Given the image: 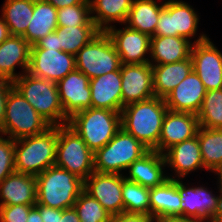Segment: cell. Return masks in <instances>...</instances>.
<instances>
[{
    "instance_id": "44",
    "label": "cell",
    "mask_w": 222,
    "mask_h": 222,
    "mask_svg": "<svg viewBox=\"0 0 222 222\" xmlns=\"http://www.w3.org/2000/svg\"><path fill=\"white\" fill-rule=\"evenodd\" d=\"M57 222H80L74 207L68 209H57Z\"/></svg>"
},
{
    "instance_id": "43",
    "label": "cell",
    "mask_w": 222,
    "mask_h": 222,
    "mask_svg": "<svg viewBox=\"0 0 222 222\" xmlns=\"http://www.w3.org/2000/svg\"><path fill=\"white\" fill-rule=\"evenodd\" d=\"M34 207L40 212L43 222H57V209L47 207L41 204H35Z\"/></svg>"
},
{
    "instance_id": "35",
    "label": "cell",
    "mask_w": 222,
    "mask_h": 222,
    "mask_svg": "<svg viewBox=\"0 0 222 222\" xmlns=\"http://www.w3.org/2000/svg\"><path fill=\"white\" fill-rule=\"evenodd\" d=\"M197 118L200 127L222 129V89L206 92Z\"/></svg>"
},
{
    "instance_id": "1",
    "label": "cell",
    "mask_w": 222,
    "mask_h": 222,
    "mask_svg": "<svg viewBox=\"0 0 222 222\" xmlns=\"http://www.w3.org/2000/svg\"><path fill=\"white\" fill-rule=\"evenodd\" d=\"M165 100L156 96L128 104L121 110V127L149 150L158 152L164 116Z\"/></svg>"
},
{
    "instance_id": "42",
    "label": "cell",
    "mask_w": 222,
    "mask_h": 222,
    "mask_svg": "<svg viewBox=\"0 0 222 222\" xmlns=\"http://www.w3.org/2000/svg\"><path fill=\"white\" fill-rule=\"evenodd\" d=\"M31 49H56L61 50V46H59L58 35L57 33L51 32L45 37L41 38L36 42V44L31 45Z\"/></svg>"
},
{
    "instance_id": "50",
    "label": "cell",
    "mask_w": 222,
    "mask_h": 222,
    "mask_svg": "<svg viewBox=\"0 0 222 222\" xmlns=\"http://www.w3.org/2000/svg\"><path fill=\"white\" fill-rule=\"evenodd\" d=\"M211 222H222V199H221L220 205L218 207V210L215 213V215L213 216Z\"/></svg>"
},
{
    "instance_id": "13",
    "label": "cell",
    "mask_w": 222,
    "mask_h": 222,
    "mask_svg": "<svg viewBox=\"0 0 222 222\" xmlns=\"http://www.w3.org/2000/svg\"><path fill=\"white\" fill-rule=\"evenodd\" d=\"M124 180L123 174L94 171L84 181V191L96 199L111 216H115L124 212L122 200Z\"/></svg>"
},
{
    "instance_id": "14",
    "label": "cell",
    "mask_w": 222,
    "mask_h": 222,
    "mask_svg": "<svg viewBox=\"0 0 222 222\" xmlns=\"http://www.w3.org/2000/svg\"><path fill=\"white\" fill-rule=\"evenodd\" d=\"M177 191L181 199V217L205 222L211 221L218 210L221 196L213 194L203 186H186L181 179H176Z\"/></svg>"
},
{
    "instance_id": "16",
    "label": "cell",
    "mask_w": 222,
    "mask_h": 222,
    "mask_svg": "<svg viewBox=\"0 0 222 222\" xmlns=\"http://www.w3.org/2000/svg\"><path fill=\"white\" fill-rule=\"evenodd\" d=\"M122 109L124 106L154 97L150 63L121 64Z\"/></svg>"
},
{
    "instance_id": "40",
    "label": "cell",
    "mask_w": 222,
    "mask_h": 222,
    "mask_svg": "<svg viewBox=\"0 0 222 222\" xmlns=\"http://www.w3.org/2000/svg\"><path fill=\"white\" fill-rule=\"evenodd\" d=\"M13 88V83L6 79H0V133L3 129L5 118V107L9 91Z\"/></svg>"
},
{
    "instance_id": "2",
    "label": "cell",
    "mask_w": 222,
    "mask_h": 222,
    "mask_svg": "<svg viewBox=\"0 0 222 222\" xmlns=\"http://www.w3.org/2000/svg\"><path fill=\"white\" fill-rule=\"evenodd\" d=\"M58 126L15 140V171L37 176L55 165Z\"/></svg>"
},
{
    "instance_id": "47",
    "label": "cell",
    "mask_w": 222,
    "mask_h": 222,
    "mask_svg": "<svg viewBox=\"0 0 222 222\" xmlns=\"http://www.w3.org/2000/svg\"><path fill=\"white\" fill-rule=\"evenodd\" d=\"M155 222H203L196 219H187L182 217H167L162 219H157Z\"/></svg>"
},
{
    "instance_id": "25",
    "label": "cell",
    "mask_w": 222,
    "mask_h": 222,
    "mask_svg": "<svg viewBox=\"0 0 222 222\" xmlns=\"http://www.w3.org/2000/svg\"><path fill=\"white\" fill-rule=\"evenodd\" d=\"M192 41L179 36H151L148 58L151 65L176 63L191 56Z\"/></svg>"
},
{
    "instance_id": "5",
    "label": "cell",
    "mask_w": 222,
    "mask_h": 222,
    "mask_svg": "<svg viewBox=\"0 0 222 222\" xmlns=\"http://www.w3.org/2000/svg\"><path fill=\"white\" fill-rule=\"evenodd\" d=\"M67 125L94 153L103 148L121 128V112L91 107L73 114Z\"/></svg>"
},
{
    "instance_id": "6",
    "label": "cell",
    "mask_w": 222,
    "mask_h": 222,
    "mask_svg": "<svg viewBox=\"0 0 222 222\" xmlns=\"http://www.w3.org/2000/svg\"><path fill=\"white\" fill-rule=\"evenodd\" d=\"M149 149L122 127L103 147L94 152V171L101 173L123 174L136 160Z\"/></svg>"
},
{
    "instance_id": "21",
    "label": "cell",
    "mask_w": 222,
    "mask_h": 222,
    "mask_svg": "<svg viewBox=\"0 0 222 222\" xmlns=\"http://www.w3.org/2000/svg\"><path fill=\"white\" fill-rule=\"evenodd\" d=\"M31 44L22 36L10 35L0 44V79L11 82L28 71ZM20 66L23 73H15Z\"/></svg>"
},
{
    "instance_id": "45",
    "label": "cell",
    "mask_w": 222,
    "mask_h": 222,
    "mask_svg": "<svg viewBox=\"0 0 222 222\" xmlns=\"http://www.w3.org/2000/svg\"><path fill=\"white\" fill-rule=\"evenodd\" d=\"M52 4L56 9H61L66 6H72L77 4H90L89 0H45Z\"/></svg>"
},
{
    "instance_id": "22",
    "label": "cell",
    "mask_w": 222,
    "mask_h": 222,
    "mask_svg": "<svg viewBox=\"0 0 222 222\" xmlns=\"http://www.w3.org/2000/svg\"><path fill=\"white\" fill-rule=\"evenodd\" d=\"M91 89V107L122 110V81L120 70L113 71L93 79L89 83Z\"/></svg>"
},
{
    "instance_id": "3",
    "label": "cell",
    "mask_w": 222,
    "mask_h": 222,
    "mask_svg": "<svg viewBox=\"0 0 222 222\" xmlns=\"http://www.w3.org/2000/svg\"><path fill=\"white\" fill-rule=\"evenodd\" d=\"M36 182V203L61 210L72 208L84 191V180L55 165L37 175Z\"/></svg>"
},
{
    "instance_id": "48",
    "label": "cell",
    "mask_w": 222,
    "mask_h": 222,
    "mask_svg": "<svg viewBox=\"0 0 222 222\" xmlns=\"http://www.w3.org/2000/svg\"><path fill=\"white\" fill-rule=\"evenodd\" d=\"M26 222H43L40 212L35 207L30 210Z\"/></svg>"
},
{
    "instance_id": "31",
    "label": "cell",
    "mask_w": 222,
    "mask_h": 222,
    "mask_svg": "<svg viewBox=\"0 0 222 222\" xmlns=\"http://www.w3.org/2000/svg\"><path fill=\"white\" fill-rule=\"evenodd\" d=\"M2 7L1 16L10 35L22 36L32 19L34 0H5Z\"/></svg>"
},
{
    "instance_id": "17",
    "label": "cell",
    "mask_w": 222,
    "mask_h": 222,
    "mask_svg": "<svg viewBox=\"0 0 222 222\" xmlns=\"http://www.w3.org/2000/svg\"><path fill=\"white\" fill-rule=\"evenodd\" d=\"M89 83L90 78L77 69L57 82L60 102L68 118L79 111L91 108Z\"/></svg>"
},
{
    "instance_id": "28",
    "label": "cell",
    "mask_w": 222,
    "mask_h": 222,
    "mask_svg": "<svg viewBox=\"0 0 222 222\" xmlns=\"http://www.w3.org/2000/svg\"><path fill=\"white\" fill-rule=\"evenodd\" d=\"M91 19L100 31L112 23L125 24L134 0H89ZM96 14V15H94Z\"/></svg>"
},
{
    "instance_id": "32",
    "label": "cell",
    "mask_w": 222,
    "mask_h": 222,
    "mask_svg": "<svg viewBox=\"0 0 222 222\" xmlns=\"http://www.w3.org/2000/svg\"><path fill=\"white\" fill-rule=\"evenodd\" d=\"M197 137L204 169L212 171L222 165V129L199 127Z\"/></svg>"
},
{
    "instance_id": "39",
    "label": "cell",
    "mask_w": 222,
    "mask_h": 222,
    "mask_svg": "<svg viewBox=\"0 0 222 222\" xmlns=\"http://www.w3.org/2000/svg\"><path fill=\"white\" fill-rule=\"evenodd\" d=\"M34 205L0 206V222H26Z\"/></svg>"
},
{
    "instance_id": "29",
    "label": "cell",
    "mask_w": 222,
    "mask_h": 222,
    "mask_svg": "<svg viewBox=\"0 0 222 222\" xmlns=\"http://www.w3.org/2000/svg\"><path fill=\"white\" fill-rule=\"evenodd\" d=\"M57 27V9L45 0H34L32 19L22 37L34 45Z\"/></svg>"
},
{
    "instance_id": "8",
    "label": "cell",
    "mask_w": 222,
    "mask_h": 222,
    "mask_svg": "<svg viewBox=\"0 0 222 222\" xmlns=\"http://www.w3.org/2000/svg\"><path fill=\"white\" fill-rule=\"evenodd\" d=\"M94 153L84 140L67 124L58 126L55 166L82 180L94 172Z\"/></svg>"
},
{
    "instance_id": "36",
    "label": "cell",
    "mask_w": 222,
    "mask_h": 222,
    "mask_svg": "<svg viewBox=\"0 0 222 222\" xmlns=\"http://www.w3.org/2000/svg\"><path fill=\"white\" fill-rule=\"evenodd\" d=\"M80 222H110L111 215L88 193L83 191L74 203Z\"/></svg>"
},
{
    "instance_id": "4",
    "label": "cell",
    "mask_w": 222,
    "mask_h": 222,
    "mask_svg": "<svg viewBox=\"0 0 222 222\" xmlns=\"http://www.w3.org/2000/svg\"><path fill=\"white\" fill-rule=\"evenodd\" d=\"M13 87L52 126L66 125L69 118L64 114L57 83L24 73L13 82Z\"/></svg>"
},
{
    "instance_id": "7",
    "label": "cell",
    "mask_w": 222,
    "mask_h": 222,
    "mask_svg": "<svg viewBox=\"0 0 222 222\" xmlns=\"http://www.w3.org/2000/svg\"><path fill=\"white\" fill-rule=\"evenodd\" d=\"M51 126L14 87L9 91L0 135L17 140L41 134Z\"/></svg>"
},
{
    "instance_id": "19",
    "label": "cell",
    "mask_w": 222,
    "mask_h": 222,
    "mask_svg": "<svg viewBox=\"0 0 222 222\" xmlns=\"http://www.w3.org/2000/svg\"><path fill=\"white\" fill-rule=\"evenodd\" d=\"M207 90L199 76L192 70L165 98L168 110L197 115Z\"/></svg>"
},
{
    "instance_id": "37",
    "label": "cell",
    "mask_w": 222,
    "mask_h": 222,
    "mask_svg": "<svg viewBox=\"0 0 222 222\" xmlns=\"http://www.w3.org/2000/svg\"><path fill=\"white\" fill-rule=\"evenodd\" d=\"M58 26H96L91 19L90 4H77L57 9Z\"/></svg>"
},
{
    "instance_id": "27",
    "label": "cell",
    "mask_w": 222,
    "mask_h": 222,
    "mask_svg": "<svg viewBox=\"0 0 222 222\" xmlns=\"http://www.w3.org/2000/svg\"><path fill=\"white\" fill-rule=\"evenodd\" d=\"M192 70L191 56L176 63L152 65L154 96L164 99Z\"/></svg>"
},
{
    "instance_id": "33",
    "label": "cell",
    "mask_w": 222,
    "mask_h": 222,
    "mask_svg": "<svg viewBox=\"0 0 222 222\" xmlns=\"http://www.w3.org/2000/svg\"><path fill=\"white\" fill-rule=\"evenodd\" d=\"M55 32L61 51L75 56L100 30L96 26H58Z\"/></svg>"
},
{
    "instance_id": "12",
    "label": "cell",
    "mask_w": 222,
    "mask_h": 222,
    "mask_svg": "<svg viewBox=\"0 0 222 222\" xmlns=\"http://www.w3.org/2000/svg\"><path fill=\"white\" fill-rule=\"evenodd\" d=\"M76 69L75 56L56 49H31L27 73L57 83Z\"/></svg>"
},
{
    "instance_id": "24",
    "label": "cell",
    "mask_w": 222,
    "mask_h": 222,
    "mask_svg": "<svg viewBox=\"0 0 222 222\" xmlns=\"http://www.w3.org/2000/svg\"><path fill=\"white\" fill-rule=\"evenodd\" d=\"M0 206L35 205L36 176L14 171L0 183Z\"/></svg>"
},
{
    "instance_id": "18",
    "label": "cell",
    "mask_w": 222,
    "mask_h": 222,
    "mask_svg": "<svg viewBox=\"0 0 222 222\" xmlns=\"http://www.w3.org/2000/svg\"><path fill=\"white\" fill-rule=\"evenodd\" d=\"M199 127L197 115L167 110L163 119L158 152L164 154L172 146L196 136Z\"/></svg>"
},
{
    "instance_id": "41",
    "label": "cell",
    "mask_w": 222,
    "mask_h": 222,
    "mask_svg": "<svg viewBox=\"0 0 222 222\" xmlns=\"http://www.w3.org/2000/svg\"><path fill=\"white\" fill-rule=\"evenodd\" d=\"M155 219L149 215L123 212L112 216L110 222H154Z\"/></svg>"
},
{
    "instance_id": "20",
    "label": "cell",
    "mask_w": 222,
    "mask_h": 222,
    "mask_svg": "<svg viewBox=\"0 0 222 222\" xmlns=\"http://www.w3.org/2000/svg\"><path fill=\"white\" fill-rule=\"evenodd\" d=\"M164 158L167 167L175 172V176L168 175L169 179H184L190 172L204 168L197 135L169 148Z\"/></svg>"
},
{
    "instance_id": "46",
    "label": "cell",
    "mask_w": 222,
    "mask_h": 222,
    "mask_svg": "<svg viewBox=\"0 0 222 222\" xmlns=\"http://www.w3.org/2000/svg\"><path fill=\"white\" fill-rule=\"evenodd\" d=\"M10 36L8 26L4 22L2 16L0 17V44Z\"/></svg>"
},
{
    "instance_id": "15",
    "label": "cell",
    "mask_w": 222,
    "mask_h": 222,
    "mask_svg": "<svg viewBox=\"0 0 222 222\" xmlns=\"http://www.w3.org/2000/svg\"><path fill=\"white\" fill-rule=\"evenodd\" d=\"M124 25L122 29L112 25L106 30L120 56L121 64L149 63L146 54L150 53L151 37Z\"/></svg>"
},
{
    "instance_id": "9",
    "label": "cell",
    "mask_w": 222,
    "mask_h": 222,
    "mask_svg": "<svg viewBox=\"0 0 222 222\" xmlns=\"http://www.w3.org/2000/svg\"><path fill=\"white\" fill-rule=\"evenodd\" d=\"M76 69L90 79L120 70L121 61L115 46L106 33L100 31L75 55Z\"/></svg>"
},
{
    "instance_id": "34",
    "label": "cell",
    "mask_w": 222,
    "mask_h": 222,
    "mask_svg": "<svg viewBox=\"0 0 222 222\" xmlns=\"http://www.w3.org/2000/svg\"><path fill=\"white\" fill-rule=\"evenodd\" d=\"M149 195L150 188L125 179L122 183L124 212L150 216Z\"/></svg>"
},
{
    "instance_id": "26",
    "label": "cell",
    "mask_w": 222,
    "mask_h": 222,
    "mask_svg": "<svg viewBox=\"0 0 222 222\" xmlns=\"http://www.w3.org/2000/svg\"><path fill=\"white\" fill-rule=\"evenodd\" d=\"M150 216L155 220L181 217V199L176 179H168L162 185L150 188Z\"/></svg>"
},
{
    "instance_id": "10",
    "label": "cell",
    "mask_w": 222,
    "mask_h": 222,
    "mask_svg": "<svg viewBox=\"0 0 222 222\" xmlns=\"http://www.w3.org/2000/svg\"><path fill=\"white\" fill-rule=\"evenodd\" d=\"M199 15L187 2L168 0L164 2L153 36H179L195 38Z\"/></svg>"
},
{
    "instance_id": "30",
    "label": "cell",
    "mask_w": 222,
    "mask_h": 222,
    "mask_svg": "<svg viewBox=\"0 0 222 222\" xmlns=\"http://www.w3.org/2000/svg\"><path fill=\"white\" fill-rule=\"evenodd\" d=\"M164 2L157 4L156 0H134L130 8L126 25L134 30L154 35Z\"/></svg>"
},
{
    "instance_id": "11",
    "label": "cell",
    "mask_w": 222,
    "mask_h": 222,
    "mask_svg": "<svg viewBox=\"0 0 222 222\" xmlns=\"http://www.w3.org/2000/svg\"><path fill=\"white\" fill-rule=\"evenodd\" d=\"M198 37L191 49L193 70L207 91L222 89V53L207 35Z\"/></svg>"
},
{
    "instance_id": "49",
    "label": "cell",
    "mask_w": 222,
    "mask_h": 222,
    "mask_svg": "<svg viewBox=\"0 0 222 222\" xmlns=\"http://www.w3.org/2000/svg\"><path fill=\"white\" fill-rule=\"evenodd\" d=\"M211 172H214L216 175H218V189H219V195L222 198V165L214 168Z\"/></svg>"
},
{
    "instance_id": "38",
    "label": "cell",
    "mask_w": 222,
    "mask_h": 222,
    "mask_svg": "<svg viewBox=\"0 0 222 222\" xmlns=\"http://www.w3.org/2000/svg\"><path fill=\"white\" fill-rule=\"evenodd\" d=\"M15 140L0 135V183L15 171Z\"/></svg>"
},
{
    "instance_id": "23",
    "label": "cell",
    "mask_w": 222,
    "mask_h": 222,
    "mask_svg": "<svg viewBox=\"0 0 222 222\" xmlns=\"http://www.w3.org/2000/svg\"><path fill=\"white\" fill-rule=\"evenodd\" d=\"M165 166L167 165L164 154L155 150H149L127 168L129 176L124 175V177L126 180L138 183L144 187L154 188L162 185L169 179L164 171Z\"/></svg>"
}]
</instances>
